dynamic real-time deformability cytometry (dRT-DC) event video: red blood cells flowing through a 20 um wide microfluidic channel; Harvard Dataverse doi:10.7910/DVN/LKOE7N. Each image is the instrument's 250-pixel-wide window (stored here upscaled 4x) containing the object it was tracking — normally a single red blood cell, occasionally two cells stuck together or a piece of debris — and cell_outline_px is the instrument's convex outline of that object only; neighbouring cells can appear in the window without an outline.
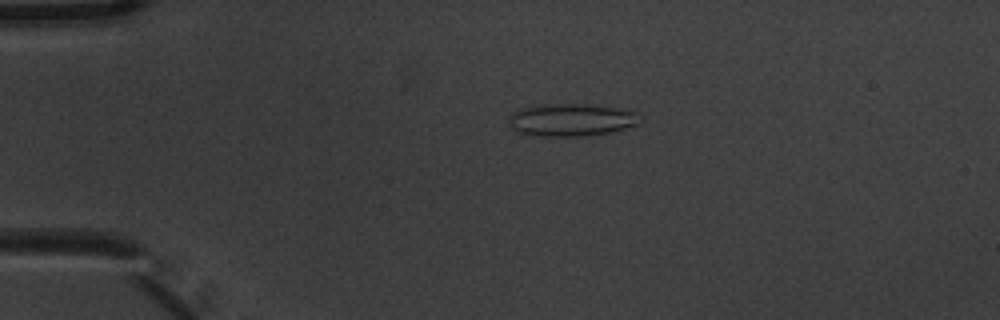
{"species": "common noctule bat (a hibernating species)", "species_latin": "Nyctalus noctula", "temperature_condition": "warm", "stored_images_in_passage": 5, "camera_frame_rate_fps": 3000, "um_per_image_px": 0.085, "animal": {"sex": "male", "body_mass_g": 20.1, "forearm_length_mm": 53.5}, "frame": {"image": 1, "passage_image": 4, "time_ms": 1.0, "image_size_px": [1000, 320], "cell_outline_px": [[636, 124], [624, 128], [608, 132], [588, 136], [540, 136], [520, 132], [508, 128], [508, 116], [512, 112], [524, 108], [560, 104], [588, 104], [616, 108], [636, 112]], "centroid_in_image_um": [48.47, 10.2], "position_along_channel_um": 36.5, "area_um2": 24.33}}